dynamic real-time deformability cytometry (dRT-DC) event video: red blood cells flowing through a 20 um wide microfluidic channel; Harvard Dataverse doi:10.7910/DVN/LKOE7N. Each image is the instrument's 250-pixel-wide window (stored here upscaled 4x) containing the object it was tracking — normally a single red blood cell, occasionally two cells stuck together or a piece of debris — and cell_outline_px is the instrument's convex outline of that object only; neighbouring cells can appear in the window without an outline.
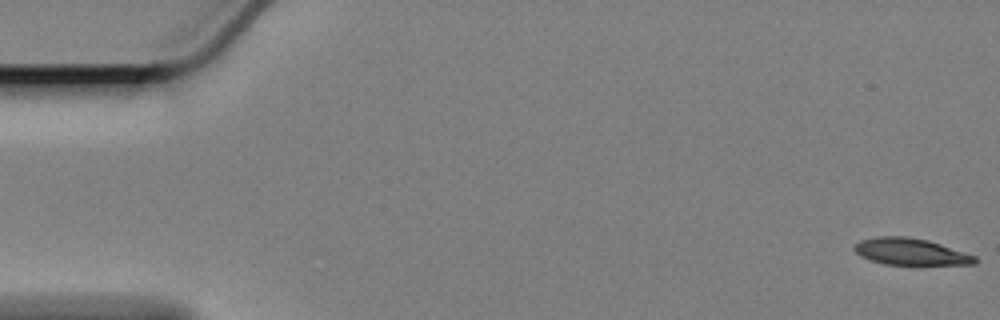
{"species": "Egyptian fruit bat (a non-hibernating species)", "species_latin": "Rousettus aegyptiacus", "temperature_condition": "cold", "stored_images_in_passage": 11, "camera_frame_rate_fps": 3000, "um_per_image_px": 0.085, "animal": {"sex": "female"}, "frame": {"image": 1, "passage_image": 1, "time_ms": 0.0, "image_size_px": [1000, 320], "cell_outline_px": [[976, 264], [884, 264], [860, 256], [852, 248], [860, 240], [876, 236], [908, 236], [928, 240], [976, 256]], "centroid_in_image_um": [77.36, 21.38], "position_along_channel_um": 7.6, "area_um2": 18.55}}